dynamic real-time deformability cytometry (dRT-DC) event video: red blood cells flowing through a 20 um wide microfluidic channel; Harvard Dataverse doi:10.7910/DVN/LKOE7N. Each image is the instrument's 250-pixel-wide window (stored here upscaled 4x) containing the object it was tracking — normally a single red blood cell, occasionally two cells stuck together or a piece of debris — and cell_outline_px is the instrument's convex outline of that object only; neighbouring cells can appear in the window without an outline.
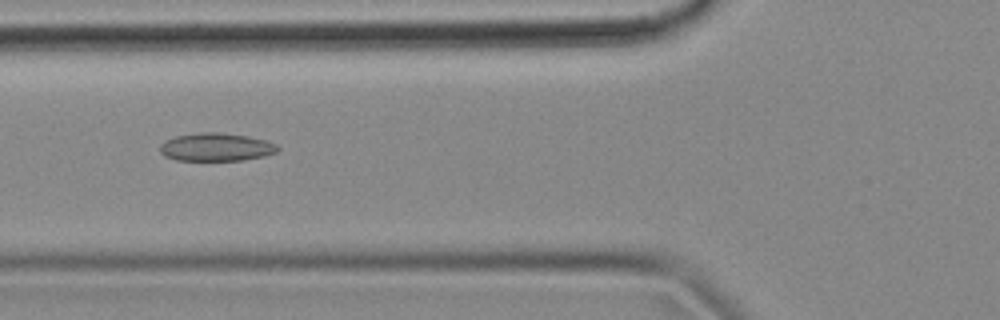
{"species": "common noctule bat (a hibernating species)", "species_latin": "Nyctalus noctula", "temperature_condition": "cold", "stored_images_in_passage": 53, "camera_frame_rate_fps": 3000, "um_per_image_px": 0.085, "animal": {"sex": "female", "body_mass_g": 18.4}, "frame": {"image": 1, "passage_image": 20, "time_ms": 6.333, "image_size_px": [1000, 320], "cell_outline_px": [[280, 148], [276, 152], [264, 156], [244, 160], [176, 160], [164, 156], [160, 152], [160, 144], [164, 140], [176, 136], [200, 132], [220, 132], [248, 136], [264, 140], [276, 144]], "centroid_in_image_um": [18.35, 12.5], "position_along_channel_um": 107.5, "area_um2": 19.31}}
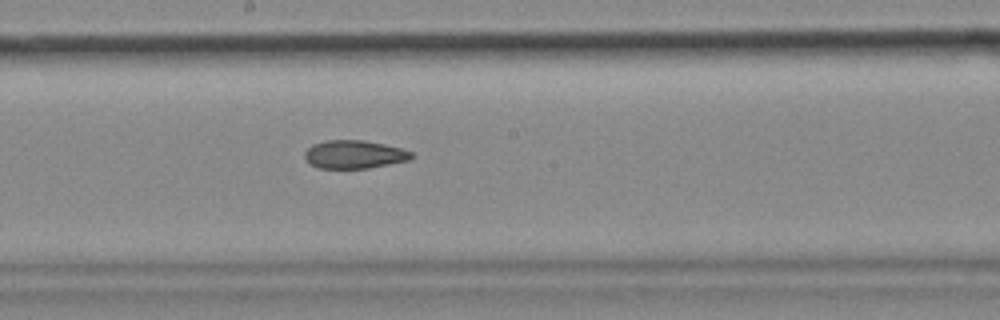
{"frame": {"image": 2, "passage_image": 29, "time_ms": 9.333, "image_size_px": [1000, 320], "cell_outline_px": [[416, 156], [408, 160], [368, 168], [320, 168], [312, 164], [304, 156], [304, 152], [312, 144], [328, 140], [364, 140], [384, 144], [400, 148], [412, 152]], "centroid_in_image_um": [30.13, 13.11], "position_along_channel_um": 218.1, "area_um2": 17.4}}
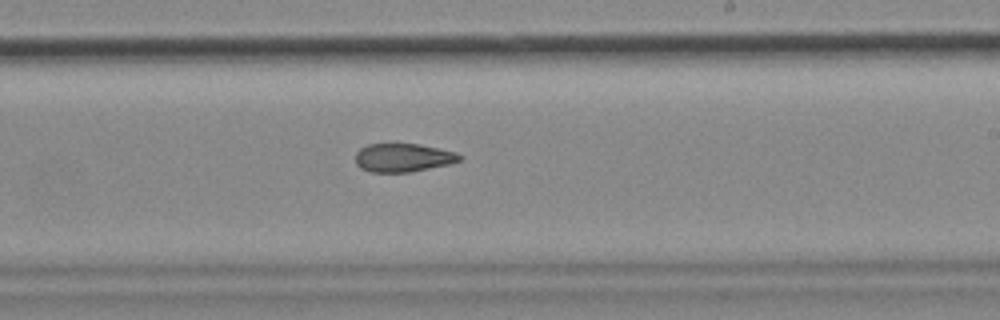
{"frame": {"image": 3, "passage_image": 32, "time_ms": 10.333, "image_size_px": [1000, 320], "cell_outline_px": [[464, 156], [460, 160], [448, 164], [408, 172], [372, 172], [360, 168], [356, 164], [356, 152], [360, 148], [368, 144], [420, 144], [456, 152]], "centroid_in_image_um": [34.25, 13.39], "position_along_channel_um": 254.7, "area_um2": 17.17}, "authors_computed_cell_mechanics": {"area_um2": 18.6694, "velocity_mm_per_s": 3.6839, "shape_relaxation_time_tau1_ms": null, "shape_relaxation_time_tau2_ms": 6.2404, "deformation_change_tau1": null, "deformation_change_tau2": 0.143}}